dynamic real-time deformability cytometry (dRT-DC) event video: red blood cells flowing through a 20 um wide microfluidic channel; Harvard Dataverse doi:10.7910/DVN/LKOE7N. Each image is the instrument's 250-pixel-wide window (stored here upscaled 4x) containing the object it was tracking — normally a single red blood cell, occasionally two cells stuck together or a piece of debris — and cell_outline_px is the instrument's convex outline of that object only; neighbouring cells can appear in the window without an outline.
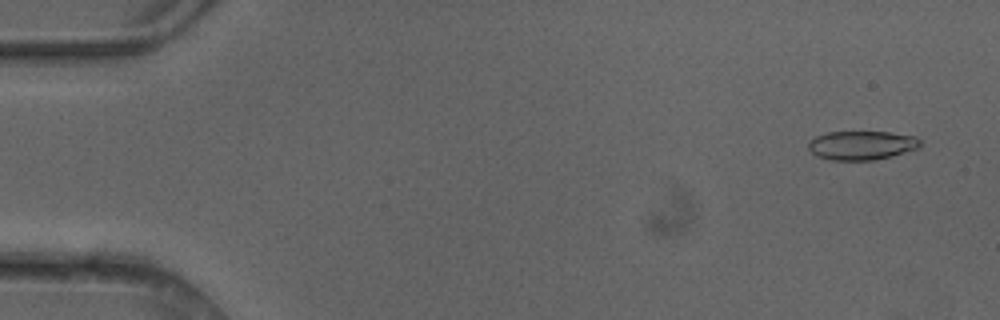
{"species": "common noctule bat (a hibernating species)", "species_latin": "Nyctalus noctula", "temperature_condition": "cold", "stored_images_in_passage": 6, "camera_frame_rate_fps": 3000, "um_per_image_px": 0.085, "animal": {"sex": "female"}, "frame": {"image": 1, "passage_image": 1, "time_ms": 0.0, "image_size_px": [1000, 320], "cell_outline_px": [[920, 148], [892, 156], [876, 160], [832, 160], [816, 156], [808, 148], [808, 140], [816, 136], [828, 132], [888, 132], [916, 136], [920, 140]], "centroid_in_image_um": [73.25, 12.35], "position_along_channel_um": 11.8, "area_um2": 19.02}}
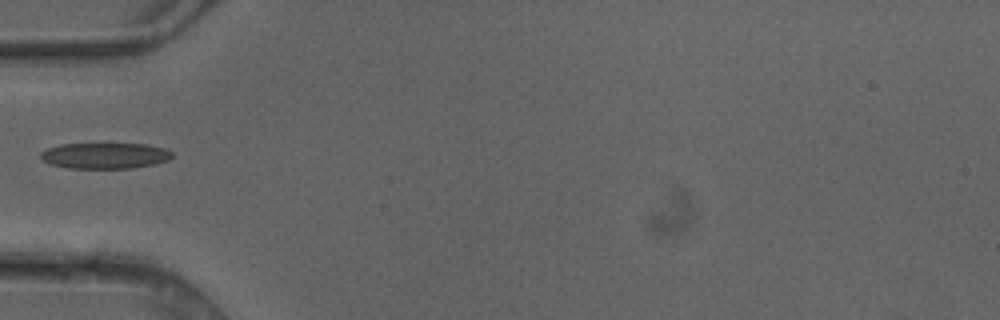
{"frame": {"image": 2, "passage_image": 5, "time_ms": 1.333, "image_size_px": [1000, 320], "cell_outline_px": [[172, 156], [168, 160], [156, 164], [132, 168], [68, 168], [52, 164], [44, 160], [40, 156], [40, 152], [48, 148], [60, 144], [144, 144], [164, 148], [172, 152]], "centroid_in_image_um": [8.93, 13.23], "position_along_channel_um": 76.1, "area_um2": 19.71}}
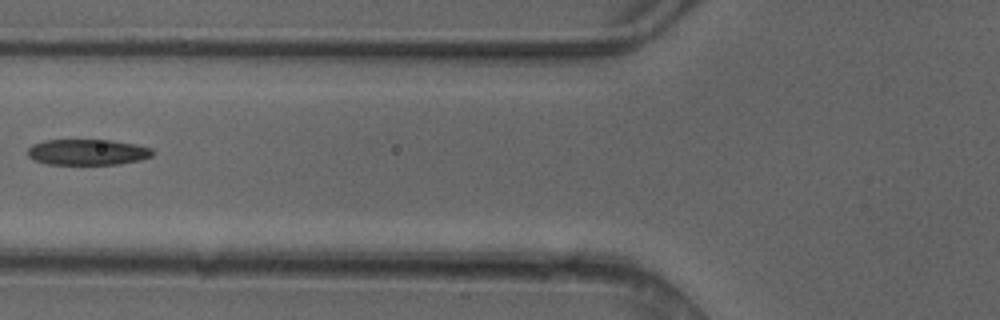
{"frame": {"image": 3, "passage_image": 6, "time_ms": 1.667, "image_size_px": [1000, 320], "cell_outline_px": [[156, 152], [152, 156], [140, 160], [120, 164], [48, 164], [32, 160], [28, 156], [28, 148], [32, 144], [44, 140], [112, 140], [136, 144], [152, 148]], "centroid_in_image_um": [7.46, 12.93], "position_along_channel_um": 118.3, "area_um2": 19.02}}